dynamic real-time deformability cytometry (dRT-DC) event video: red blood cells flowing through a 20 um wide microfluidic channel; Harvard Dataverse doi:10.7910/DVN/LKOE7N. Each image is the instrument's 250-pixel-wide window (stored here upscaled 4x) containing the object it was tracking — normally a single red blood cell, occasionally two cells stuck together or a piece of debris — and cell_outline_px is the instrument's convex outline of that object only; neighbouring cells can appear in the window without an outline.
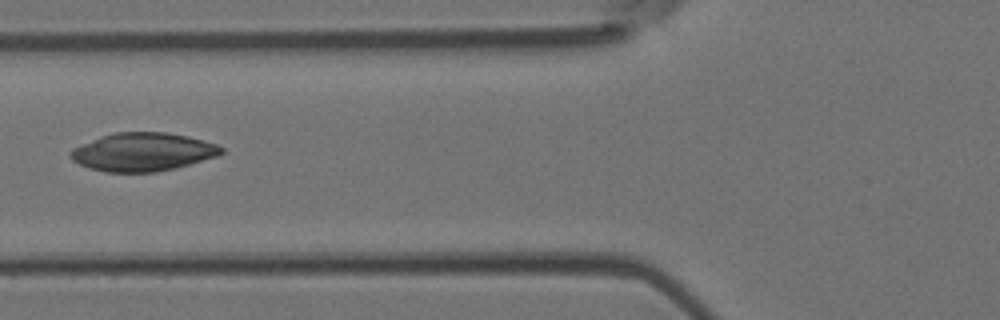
{"species": "Egyptian fruit bat (a non-hibernating species)", "species_latin": "Rousettus aegyptiacus", "temperature_condition": "room temperature", "stored_images_in_passage": 6, "camera_frame_rate_fps": 3000, "um_per_image_px": 0.085, "animal": {"sex": "female"}, "frame": {"image": 1, "passage_image": 5, "time_ms": 5.667, "image_size_px": [1000, 320], "cell_outline_px": [[224, 152], [220, 156], [176, 168], [156, 172], [104, 172], [88, 168], [72, 160], [68, 156], [68, 152], [72, 148], [100, 136], [116, 132], [168, 132], [188, 136], [204, 140], [216, 144], [224, 148]], "centroid_in_image_um": [12.15, 12.92], "position_along_channel_um": 113.7, "area_um2": 34.1}}
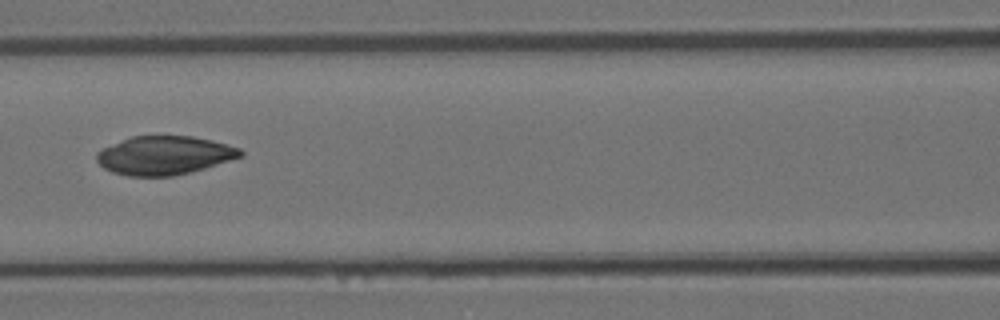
{"frame": {"image": 2, "passage_image": 6, "time_ms": 6.667, "image_size_px": [1000, 320], "cell_outline_px": [[244, 156], [204, 168], [172, 176], [128, 176], [112, 172], [104, 168], [96, 160], [96, 152], [104, 148], [132, 136], [192, 136], [212, 140], [240, 148], [244, 152]], "centroid_in_image_um": [13.98, 13.21], "position_along_channel_um": 152.6, "area_um2": 32.19}}